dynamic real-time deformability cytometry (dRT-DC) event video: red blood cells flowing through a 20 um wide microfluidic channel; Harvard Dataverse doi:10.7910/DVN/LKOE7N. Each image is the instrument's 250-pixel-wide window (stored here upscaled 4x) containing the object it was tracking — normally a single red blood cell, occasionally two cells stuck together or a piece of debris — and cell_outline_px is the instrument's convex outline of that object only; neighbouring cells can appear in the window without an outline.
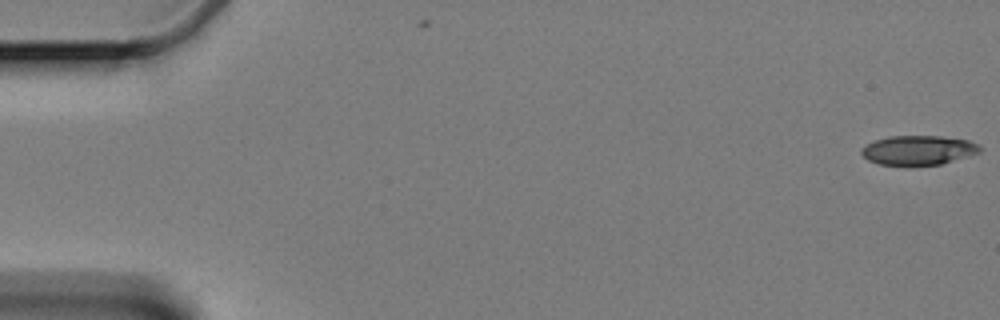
{"species": "Egyptian fruit bat (a non-hibernating species)", "species_latin": "Rousettus aegyptiacus", "temperature_condition": "cold", "stored_images_in_passage": 12, "camera_frame_rate_fps": 3000, "um_per_image_px": 0.085, "animal": {"sex": "female"}, "frame": {"image": 1, "passage_image": 1, "time_ms": 0.0, "image_size_px": [1000, 320], "cell_outline_px": [[980, 152], [968, 156], [940, 164], [880, 164], [868, 160], [860, 152], [860, 148], [872, 140], [888, 136], [940, 136], [968, 140], [980, 144]], "centroid_in_image_um": [78.03, 12.74], "position_along_channel_um": 7.0, "area_um2": 20.11}}